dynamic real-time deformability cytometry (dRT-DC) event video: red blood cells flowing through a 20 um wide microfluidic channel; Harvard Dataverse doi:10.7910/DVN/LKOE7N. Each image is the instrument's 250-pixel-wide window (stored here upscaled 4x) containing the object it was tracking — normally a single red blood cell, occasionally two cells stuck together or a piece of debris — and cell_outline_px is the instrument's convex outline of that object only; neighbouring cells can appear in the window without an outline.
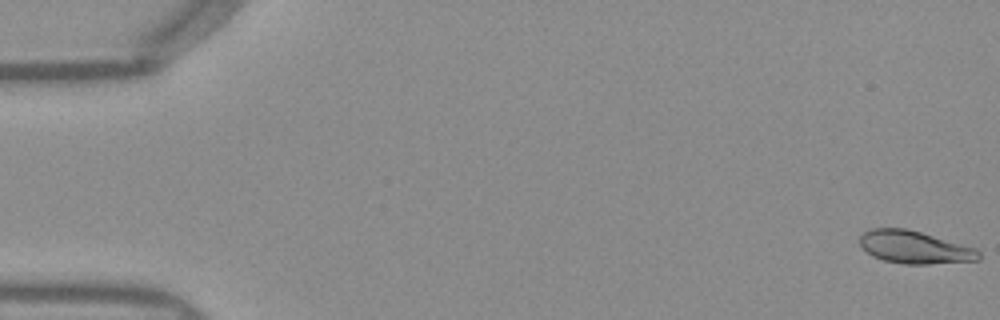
{"species": "Egyptian fruit bat (a non-hibernating species)", "species_latin": "Rousettus aegyptiacus", "temperature_condition": "warm", "stored_images_in_passage": 51, "camera_frame_rate_fps": 3000, "um_per_image_px": 0.085, "frame": {"image": 1, "passage_image": 1, "time_ms": 0.0, "image_size_px": [1000, 320], "cell_outline_px": [[980, 260], [928, 264], [904, 264], [884, 260], [872, 256], [860, 244], [860, 236], [864, 232], [872, 228], [908, 228], [976, 248], [980, 252]], "centroid_in_image_um": [77.75, 21.01], "position_along_channel_um": 7.2, "area_um2": 22.6}}
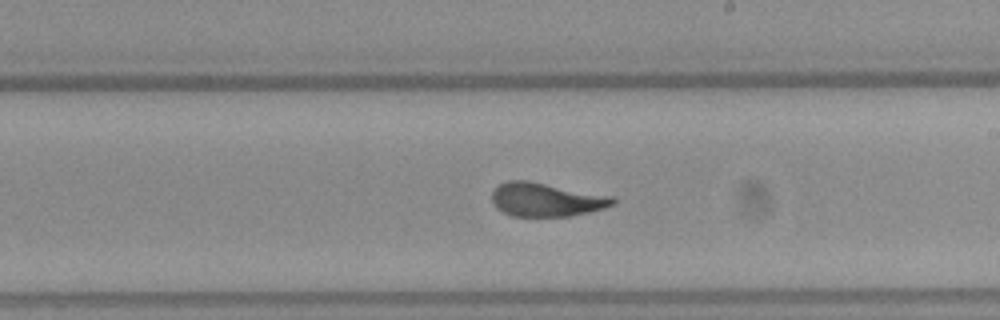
{"frame": {"image": 2, "passage_image": 30, "time_ms": 9.667, "image_size_px": [1000, 320], "cell_outline_px": [[616, 204], [604, 208], [588, 212], [568, 216], [512, 216], [496, 208], [492, 204], [492, 192], [500, 184], [508, 180], [528, 180], [616, 196]], "centroid_in_image_um": [46.46, 16.96], "position_along_channel_um": 242.5, "area_um2": 23.99}}
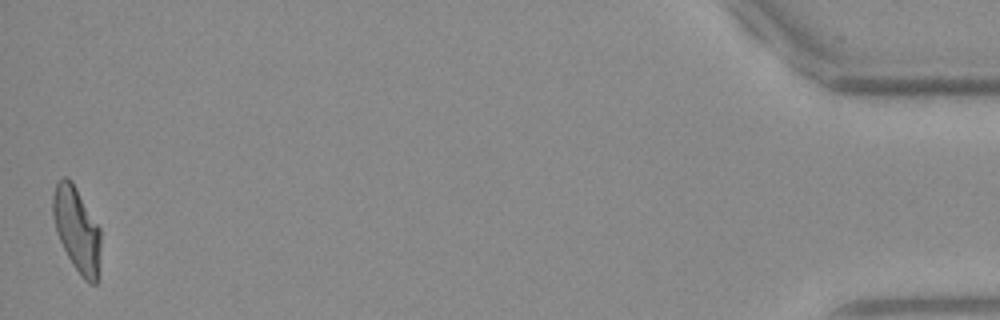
{"frame": {"image": 3, "passage_image": 51, "time_ms": 16.667, "image_size_px": [1000, 320], "cell_outline_px": [[100, 248], [96, 284], [88, 284], [80, 276], [72, 264], [56, 232], [52, 216], [52, 196], [56, 184], [64, 176], [68, 176], [72, 180], [100, 228]], "centroid_in_image_um": [6.51, 19.49], "position_along_channel_um": 428.7, "area_um2": 23.64}, "authors_computed_cell_mechanics": {"area_um2": 23.8136, "velocity_mm_per_s": 3.9874, "shape_relaxation_time_tau1_ms": 5.0956, "shape_relaxation_time_tau2_ms": 1.0148, "deformation_change_tau1": 0.2053, "deformation_change_tau2": 0.0598}}